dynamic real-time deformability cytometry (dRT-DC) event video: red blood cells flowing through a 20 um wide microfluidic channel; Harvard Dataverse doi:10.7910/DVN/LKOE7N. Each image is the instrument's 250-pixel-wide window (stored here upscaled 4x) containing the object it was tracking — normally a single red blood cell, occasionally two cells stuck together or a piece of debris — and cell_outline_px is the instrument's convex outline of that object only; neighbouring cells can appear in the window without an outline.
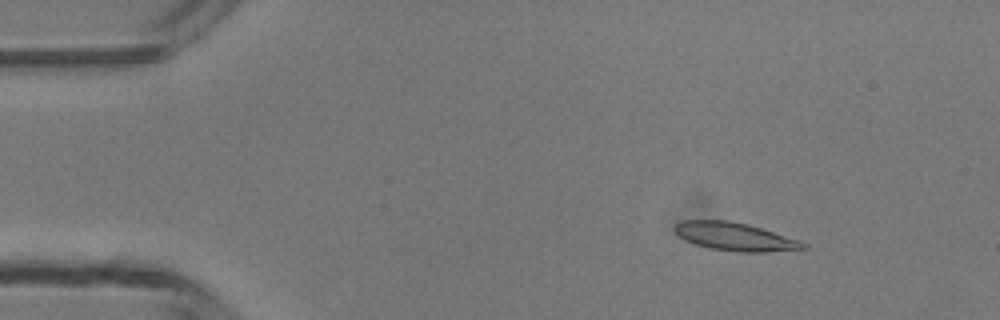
{"species": "common noctule bat (a hibernating species)", "species_latin": "Nyctalus noctula", "temperature_condition": "room temperature", "stored_images_in_passage": 49, "camera_frame_rate_fps": 3000, "um_per_image_px": 0.085, "animal": {"sex": "male", "body_mass_g": 13.3}, "frame": {"image": 1, "passage_image": 7, "time_ms": 2.0, "image_size_px": [1000, 320], "cell_outline_px": [[808, 248], [764, 252], [740, 252], [712, 248], [696, 244], [684, 240], [672, 228], [676, 224], [684, 220], [728, 220], [748, 224], [800, 240], [808, 244]], "centroid_in_image_um": [62.49, 20.11], "position_along_channel_um": 22.5, "area_um2": 20.92}}
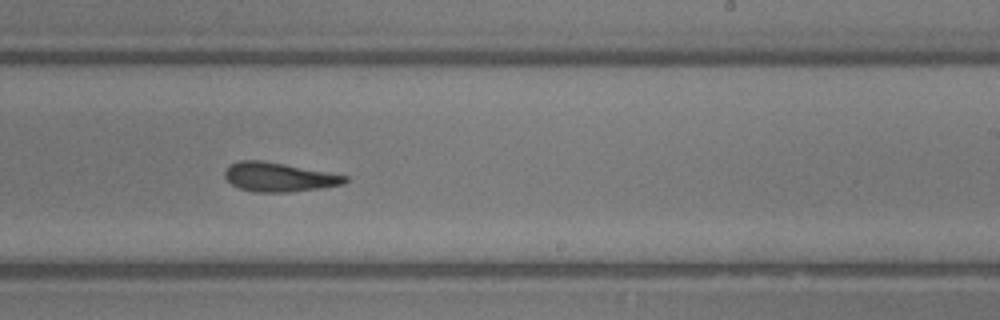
{"frame": {"image": 2, "passage_image": 30, "time_ms": 9.667, "image_size_px": [1000, 320], "cell_outline_px": [[348, 180], [344, 184], [320, 188], [288, 192], [256, 192], [240, 188], [232, 184], [224, 176], [224, 172], [228, 164], [240, 160], [260, 160], [284, 164], [348, 176]], "centroid_in_image_um": [23.67, 15.05], "position_along_channel_um": 265.3, "area_um2": 20.23}}
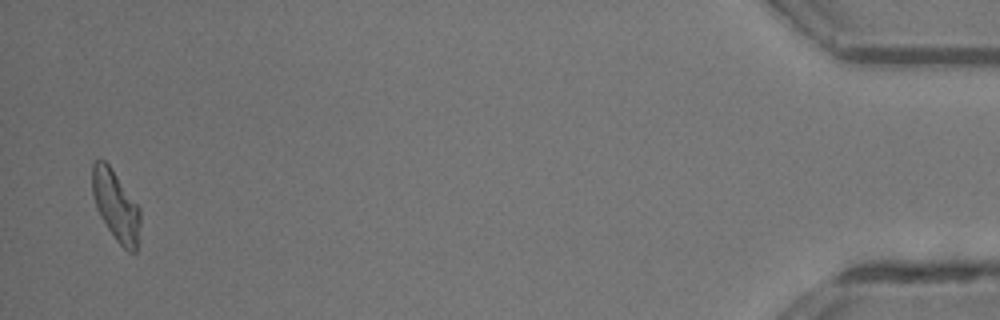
{"frame": {"image": 3, "passage_image": 48, "time_ms": 15.667, "image_size_px": [1000, 320], "cell_outline_px": [[140, 224], [136, 252], [128, 252], [116, 240], [100, 216], [96, 208], [92, 196], [92, 164], [96, 160], [104, 160], [108, 164], [140, 208]], "centroid_in_image_um": [9.83, 17.49], "position_along_channel_um": 425.4, "area_um2": 19.48}, "authors_computed_cell_mechanics": {"area_um2": 20.6924, "velocity_mm_per_s": 4.2028, "shape_relaxation_time_tau1_ms": 4.4643, "shape_relaxation_time_tau2_ms": 3.9488, "deformation_change_tau1": 0.1614, "deformation_change_tau2": 0.1527}}